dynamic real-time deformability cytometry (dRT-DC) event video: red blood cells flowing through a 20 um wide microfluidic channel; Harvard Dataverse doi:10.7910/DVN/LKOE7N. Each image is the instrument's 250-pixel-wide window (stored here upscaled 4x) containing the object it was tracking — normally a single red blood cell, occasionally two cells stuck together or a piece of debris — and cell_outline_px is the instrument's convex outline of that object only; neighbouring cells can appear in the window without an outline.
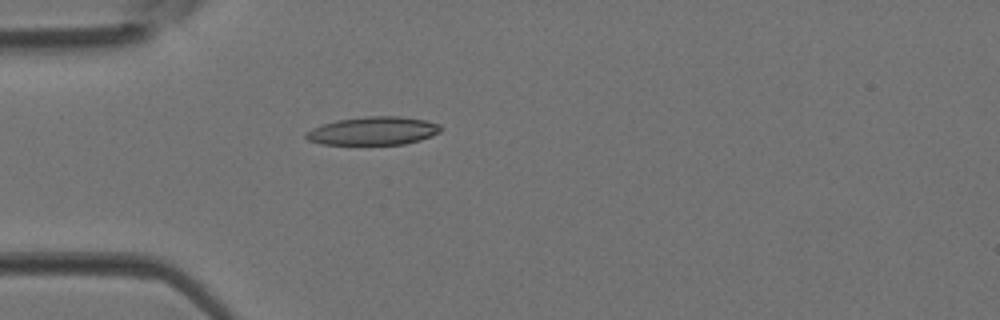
{"species": "Egyptian fruit bat (a non-hibernating species)", "species_latin": "Rousettus aegyptiacus", "temperature_condition": "room temperature", "stored_images_in_passage": 3, "camera_frame_rate_fps": 3000, "um_per_image_px": 0.085, "animal": {"sex": "female"}, "frame": {"image": 1, "passage_image": 3, "time_ms": 0.667, "image_size_px": [1000, 320], "cell_outline_px": [[440, 132], [432, 136], [420, 140], [404, 144], [324, 144], [308, 140], [304, 136], [304, 132], [312, 128], [336, 120], [368, 116], [400, 116], [424, 120], [440, 124]], "centroid_in_image_um": [31.72, 11.12], "position_along_channel_um": 53.3, "area_um2": 22.08}}